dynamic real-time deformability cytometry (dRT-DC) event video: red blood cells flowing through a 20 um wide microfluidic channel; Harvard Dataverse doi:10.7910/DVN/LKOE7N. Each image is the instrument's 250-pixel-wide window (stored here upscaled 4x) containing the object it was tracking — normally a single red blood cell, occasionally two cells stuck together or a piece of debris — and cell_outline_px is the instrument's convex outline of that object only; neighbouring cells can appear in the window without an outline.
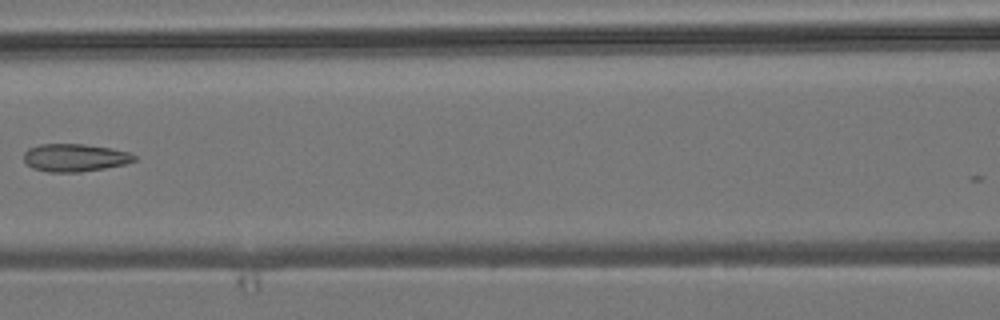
{"species": "common noctule bat (a hibernating species)", "species_latin": "Nyctalus noctula", "temperature_condition": "room temperature", "stored_images_in_passage": 6, "camera_frame_rate_fps": 3000, "um_per_image_px": 0.085, "animal": {"sex": "male", "body_mass_g": 19.2, "forearm_length_mm": 51.8}, "frame": {"image": 1, "passage_image": 6, "time_ms": 6.0, "image_size_px": [1000, 320], "cell_outline_px": [[136, 160], [124, 164], [104, 168], [80, 172], [48, 172], [32, 168], [24, 160], [24, 152], [28, 148], [40, 144], [84, 144], [112, 148], [128, 152], [136, 156]], "centroid_in_image_um": [6.35, 13.4], "position_along_channel_um": 160.3, "area_um2": 17.86}}